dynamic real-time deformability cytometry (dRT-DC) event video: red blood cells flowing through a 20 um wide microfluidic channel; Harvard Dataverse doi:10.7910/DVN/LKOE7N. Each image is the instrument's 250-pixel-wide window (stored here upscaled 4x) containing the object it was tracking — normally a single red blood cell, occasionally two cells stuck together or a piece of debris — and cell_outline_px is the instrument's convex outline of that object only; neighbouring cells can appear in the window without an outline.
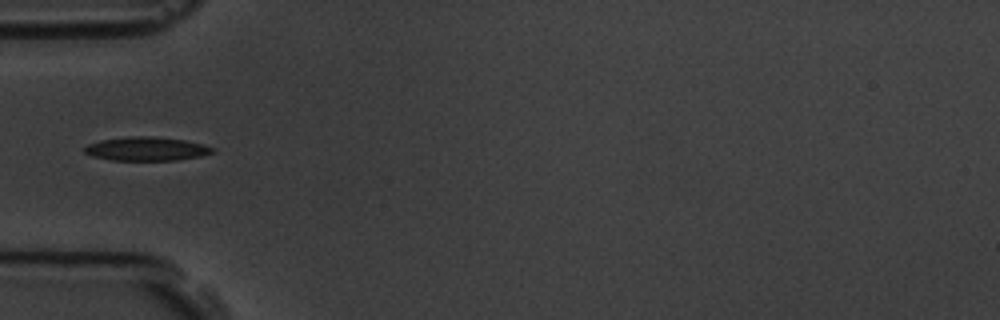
{"species": "common noctule bat (a hibernating species)", "species_latin": "Nyctalus noctula", "temperature_condition": "room temperature", "stored_images_in_passage": 2, "camera_frame_rate_fps": 3000, "um_per_image_px": 0.085, "animal": {"sex": "male", "body_mass_g": 19.5, "forearm_length_mm": 54.6}, "frame": {"image": 1, "passage_image": 2, "time_ms": 1.0, "image_size_px": [1000, 320], "cell_outline_px": [[216, 152], [200, 156], [176, 160], [112, 160], [92, 156], [84, 152], [84, 148], [88, 144], [100, 140], [128, 136], [156, 136], [184, 140], [204, 144], [216, 148]], "centroid_in_image_um": [12.48, 12.64], "position_along_channel_um": 72.5, "area_um2": 17.86}}